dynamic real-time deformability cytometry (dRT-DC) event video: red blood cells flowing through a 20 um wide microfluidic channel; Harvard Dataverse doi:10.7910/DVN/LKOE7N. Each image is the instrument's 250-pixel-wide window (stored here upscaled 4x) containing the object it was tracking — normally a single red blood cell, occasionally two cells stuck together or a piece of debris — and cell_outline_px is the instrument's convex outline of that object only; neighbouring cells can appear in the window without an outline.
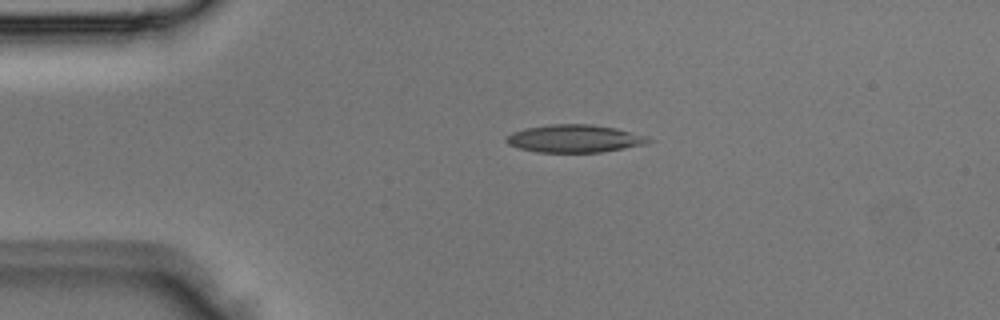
{"species": "Egyptian fruit bat (a non-hibernating species)", "species_latin": "Rousettus aegyptiacus", "temperature_condition": "room temperature", "stored_images_in_passage": 3, "camera_frame_rate_fps": 3000, "um_per_image_px": 0.085, "animal": {"sex": "male"}, "frame": {"image": 1, "passage_image": 2, "time_ms": 0.333, "image_size_px": [1000, 320], "cell_outline_px": [[656, 140], [644, 144], [624, 148], [600, 152], [536, 152], [520, 148], [508, 144], [504, 140], [504, 136], [512, 132], [524, 128], [548, 124], [592, 124], [616, 128], [648, 136]], "centroid_in_image_um": [48.82, 11.77], "position_along_channel_um": 36.2, "area_um2": 23.18}}
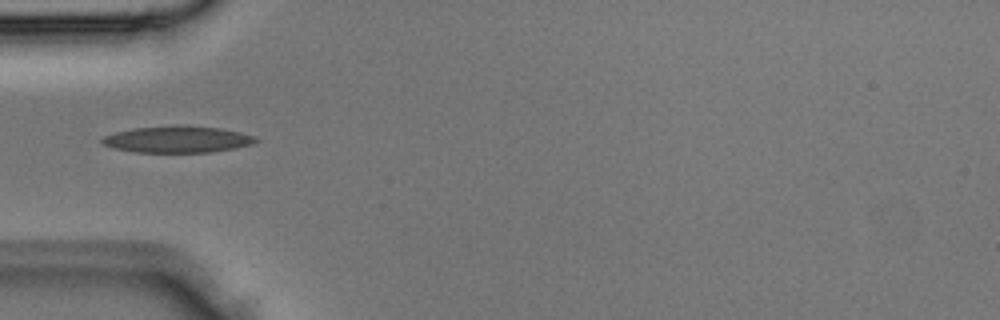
{"frame": {"image": 2, "passage_image": 3, "time_ms": 0.667, "image_size_px": [1000, 320], "cell_outline_px": [[260, 140], [252, 144], [236, 148], [212, 152], [136, 152], [112, 148], [100, 144], [100, 140], [104, 136], [116, 132], [132, 128], [180, 124], [184, 124], [220, 128], [240, 132], [256, 136]], "centroid_in_image_um": [15.08, 11.83], "position_along_channel_um": 69.9, "area_um2": 24.28}}